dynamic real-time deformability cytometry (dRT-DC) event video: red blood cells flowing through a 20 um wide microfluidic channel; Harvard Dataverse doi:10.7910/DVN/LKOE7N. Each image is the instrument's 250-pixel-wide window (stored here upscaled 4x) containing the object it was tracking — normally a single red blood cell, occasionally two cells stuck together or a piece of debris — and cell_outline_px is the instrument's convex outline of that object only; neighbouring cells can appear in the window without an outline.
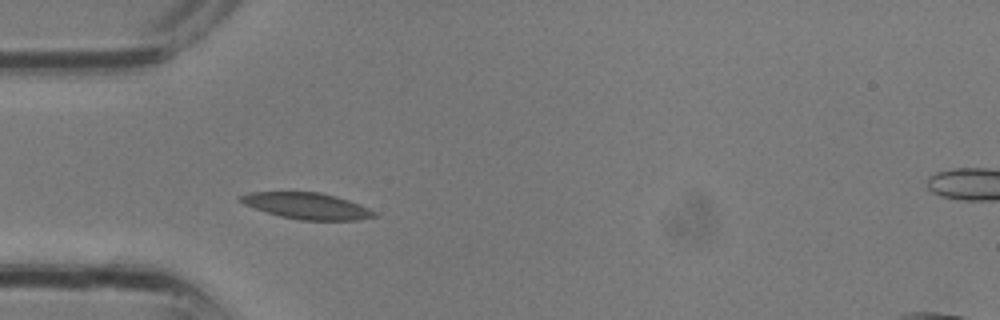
{"species": "common noctule bat (a hibernating species)", "species_latin": "Nyctalus noctula", "temperature_condition": "room temperature", "stored_images_in_passage": 3, "camera_frame_rate_fps": 3000, "um_per_image_px": 0.085, "animal": {"sex": "male", "body_mass_g": 13.3}, "frame": {"image": 1, "passage_image": 1, "time_ms": 0.0, "image_size_px": [1000, 320], "cell_outline_px": [[380, 216], [360, 220], [300, 220], [280, 216], [244, 204], [236, 200], [236, 196], [248, 192], [320, 192], [336, 196], [360, 204], [380, 212]], "centroid_in_image_um": [26.14, 17.5], "position_along_channel_um": 58.9, "area_um2": 20.81}}
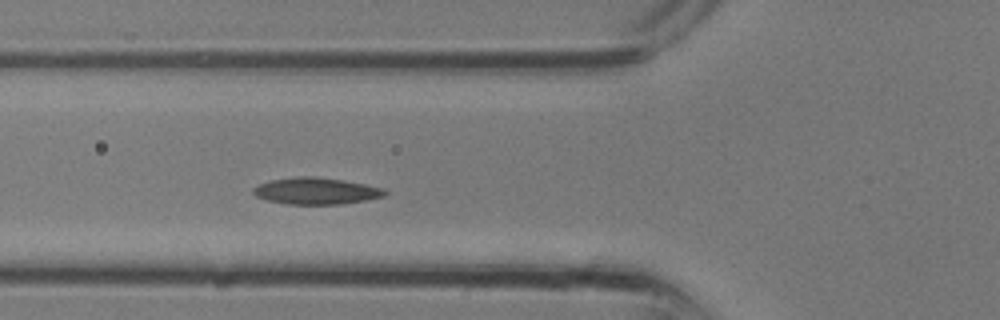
{"frame": {"image": 2, "passage_image": 3, "time_ms": 0.667, "image_size_px": [1000, 320], "cell_outline_px": [[388, 192], [384, 196], [368, 200], [340, 204], [288, 204], [268, 200], [256, 196], [252, 192], [252, 188], [260, 184], [272, 180], [300, 176], [312, 176], [344, 180], [384, 188]], "centroid_in_image_um": [26.9, 16.23], "position_along_channel_um": 98.9, "area_um2": 20.35}}